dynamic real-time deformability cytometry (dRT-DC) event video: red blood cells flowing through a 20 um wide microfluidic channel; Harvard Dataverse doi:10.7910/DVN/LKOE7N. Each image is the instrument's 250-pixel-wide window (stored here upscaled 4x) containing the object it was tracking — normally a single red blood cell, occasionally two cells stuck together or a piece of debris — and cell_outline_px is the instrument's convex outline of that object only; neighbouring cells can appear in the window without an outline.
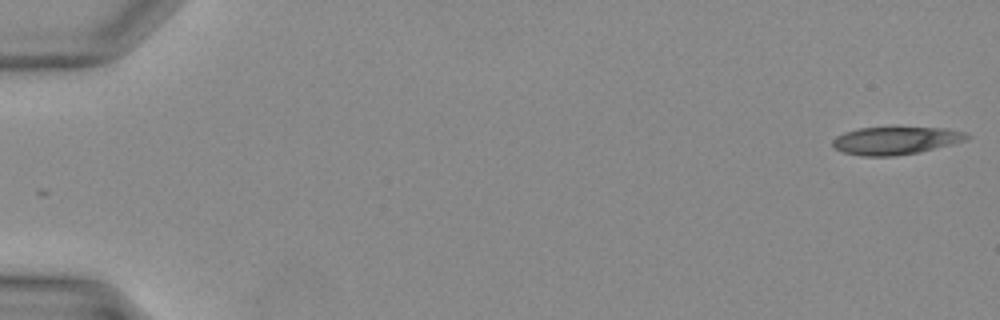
{"species": "Egyptian fruit bat (a non-hibernating species)", "species_latin": "Rousettus aegyptiacus", "temperature_condition": "warm", "stored_images_in_passage": 19, "camera_frame_rate_fps": 3000, "um_per_image_px": 0.085, "animal": {"sex": "female"}, "frame": {"image": 1, "passage_image": 1, "time_ms": 0.0, "image_size_px": [1000, 320], "cell_outline_px": [[972, 136], [968, 140], [920, 152], [896, 156], [860, 156], [844, 152], [836, 148], [832, 144], [832, 140], [836, 136], [844, 132], [856, 128], [892, 124], [948, 128], [968, 132]], "centroid_in_image_um": [76.19, 11.88], "position_along_channel_um": 8.8, "area_um2": 23.18}}
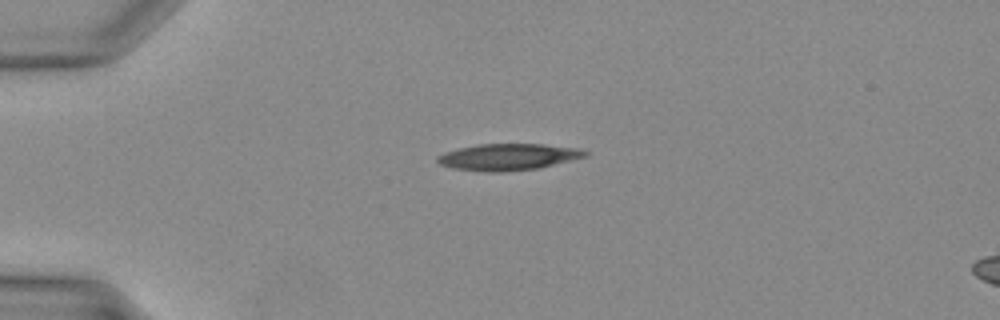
{"frame": {"image": 2, "passage_image": 10, "time_ms": 3.0, "image_size_px": [1000, 320], "cell_outline_px": [[588, 156], [540, 168], [500, 172], [488, 172], [452, 168], [440, 164], [436, 160], [436, 156], [444, 152], [460, 148], [480, 144], [544, 144], [580, 148], [588, 152]], "centroid_in_image_um": [43.22, 13.34], "position_along_channel_um": 41.8, "area_um2": 22.95}}
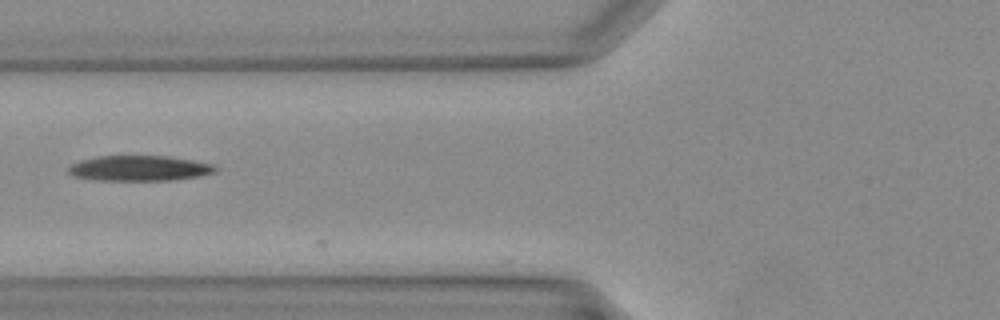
{"frame": {"image": 3, "passage_image": 16, "time_ms": 5.0, "image_size_px": [1000, 320], "cell_outline_px": [[216, 172], [200, 176], [172, 180], [96, 180], [76, 176], [68, 172], [68, 168], [72, 164], [80, 160], [96, 156], [168, 156], [192, 160], [212, 164], [216, 168]], "centroid_in_image_um": [11.85, 14.3], "position_along_channel_um": 114.0, "area_um2": 21.56}}